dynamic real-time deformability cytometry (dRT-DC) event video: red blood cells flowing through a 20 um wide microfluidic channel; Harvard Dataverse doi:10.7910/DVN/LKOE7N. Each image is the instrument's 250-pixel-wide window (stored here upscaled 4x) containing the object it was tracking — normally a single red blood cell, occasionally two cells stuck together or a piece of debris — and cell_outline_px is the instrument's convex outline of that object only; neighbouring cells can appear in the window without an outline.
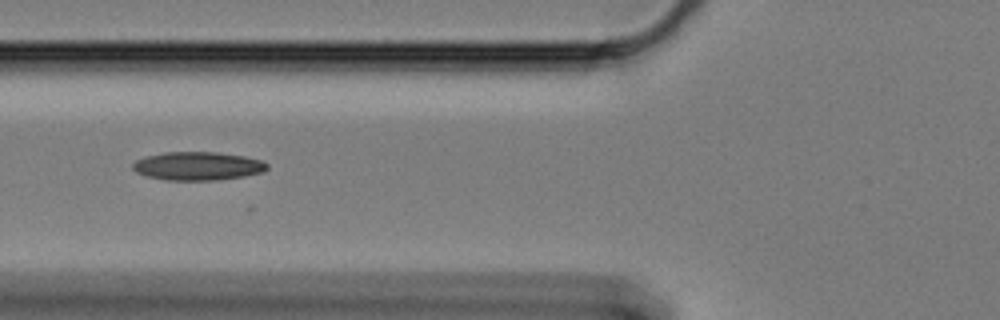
{"species": "Egyptian fruit bat (a non-hibernating species)", "species_latin": "Rousettus aegyptiacus", "temperature_condition": "cold", "stored_images_in_passage": 19, "camera_frame_rate_fps": 3000, "um_per_image_px": 0.085, "animal": {"sex": "female"}, "frame": {"image": 1, "passage_image": 6, "time_ms": 1.667, "image_size_px": [1000, 320], "cell_outline_px": [[268, 168], [264, 172], [244, 176], [216, 180], [164, 180], [148, 176], [136, 172], [132, 168], [132, 164], [136, 160], [148, 156], [164, 152], [216, 152], [244, 156], [264, 160], [268, 164]], "centroid_in_image_um": [16.84, 14.11], "position_along_channel_um": 109.0, "area_um2": 22.31}}
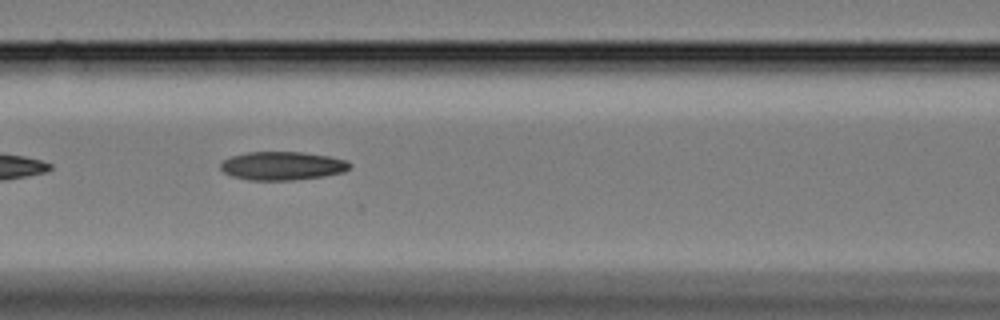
{"frame": {"image": 2, "passage_image": 9, "time_ms": 2.667, "image_size_px": [1000, 320], "cell_outline_px": [[352, 164], [344, 172], [324, 176], [292, 180], [248, 180], [232, 176], [224, 172], [220, 168], [220, 164], [224, 160], [232, 156], [248, 152], [300, 152], [328, 156], [348, 160]], "centroid_in_image_um": [24.01, 14.1], "position_along_channel_um": 142.6, "area_um2": 21.39}}
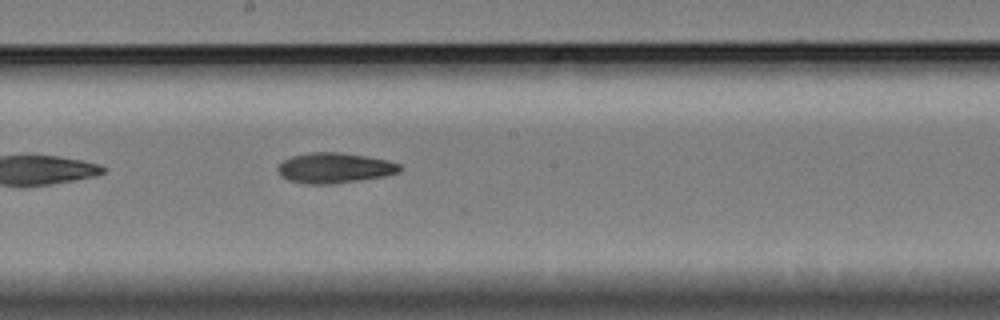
{"frame": {"image": 3, "passage_image": 16, "time_ms": 5.0, "image_size_px": [1000, 320], "cell_outline_px": [[400, 172], [384, 176], [332, 184], [308, 184], [288, 180], [280, 176], [276, 168], [284, 160], [292, 156], [312, 152], [340, 152], [388, 160], [400, 164]], "centroid_in_image_um": [28.41, 14.27], "position_along_channel_um": 219.8, "area_um2": 21.44}}